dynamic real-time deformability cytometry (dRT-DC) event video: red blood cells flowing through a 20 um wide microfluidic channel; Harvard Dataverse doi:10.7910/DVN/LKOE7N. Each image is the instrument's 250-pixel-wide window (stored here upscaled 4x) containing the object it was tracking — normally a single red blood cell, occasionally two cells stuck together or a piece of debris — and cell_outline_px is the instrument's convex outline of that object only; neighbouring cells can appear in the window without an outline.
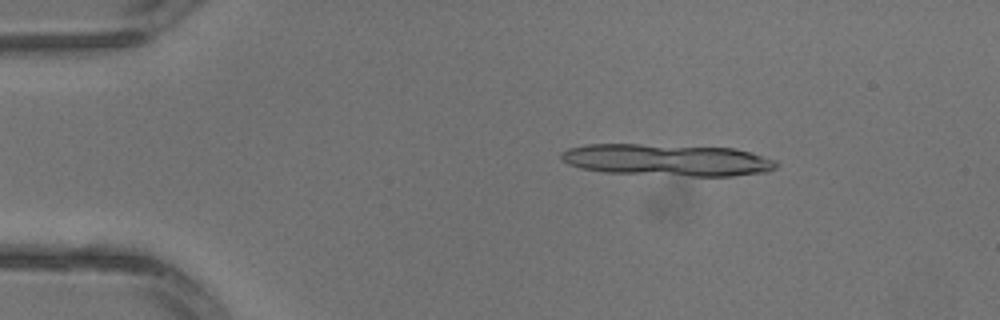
{"species": "common noctule bat (a hibernating species)", "species_latin": "Nyctalus noctula", "temperature_condition": "warm", "stored_images_in_passage": 3, "camera_frame_rate_fps": 3000, "um_per_image_px": 0.085, "animal": {"sex": "male", "body_mass_g": 13.3}, "frame": {"image": 1, "passage_image": 2, "time_ms": 0.333, "image_size_px": [1000, 320], "cell_outline_px": [[780, 164], [776, 168], [768, 172], [732, 176], [692, 176], [604, 172], [580, 168], [568, 164], [560, 160], [560, 152], [568, 148], [584, 144], [640, 144], [736, 148], [752, 152], [776, 160]], "centroid_in_image_um": [56.72, 13.59], "position_along_channel_um": 28.3, "area_um2": 40.46}}